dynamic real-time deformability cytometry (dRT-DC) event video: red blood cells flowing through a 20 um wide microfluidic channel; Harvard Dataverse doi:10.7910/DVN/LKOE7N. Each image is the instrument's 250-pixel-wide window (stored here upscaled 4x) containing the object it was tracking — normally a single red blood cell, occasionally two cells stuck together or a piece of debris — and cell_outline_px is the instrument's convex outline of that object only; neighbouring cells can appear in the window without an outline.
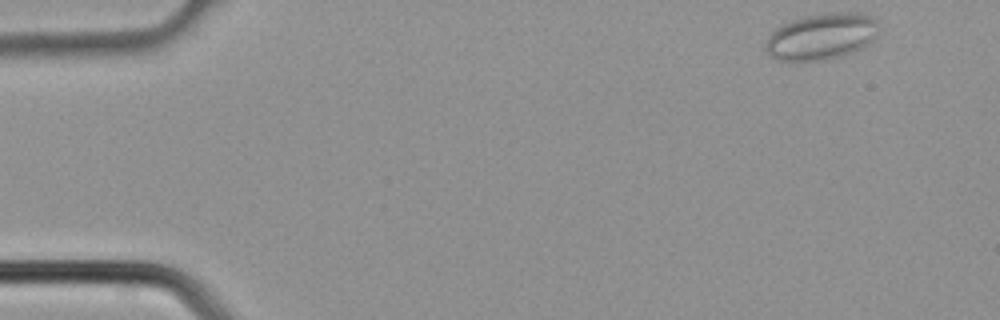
{"species": "common noctule bat (a hibernating species)", "species_latin": "Nyctalus noctula", "temperature_condition": "cold", "stored_images_in_passage": 3, "camera_frame_rate_fps": 3000, "um_per_image_px": 0.085, "animal": {"sex": "male", "body_mass_g": 21.5, "forearm_length_mm": 52.0}, "frame": {"image": 1, "passage_image": 1, "time_ms": 0.0, "image_size_px": [1000, 320], "cell_outline_px": [[880, 28], [876, 36], [868, 44], [852, 52], [840, 56], [824, 60], [776, 60], [768, 56], [764, 48], [764, 44], [768, 36], [776, 28], [792, 20], [804, 16], [832, 12], [860, 12], [872, 16], [880, 24]], "centroid_in_image_um": [69.83, 3.09], "position_along_channel_um": 15.2, "area_um2": 30.87}}